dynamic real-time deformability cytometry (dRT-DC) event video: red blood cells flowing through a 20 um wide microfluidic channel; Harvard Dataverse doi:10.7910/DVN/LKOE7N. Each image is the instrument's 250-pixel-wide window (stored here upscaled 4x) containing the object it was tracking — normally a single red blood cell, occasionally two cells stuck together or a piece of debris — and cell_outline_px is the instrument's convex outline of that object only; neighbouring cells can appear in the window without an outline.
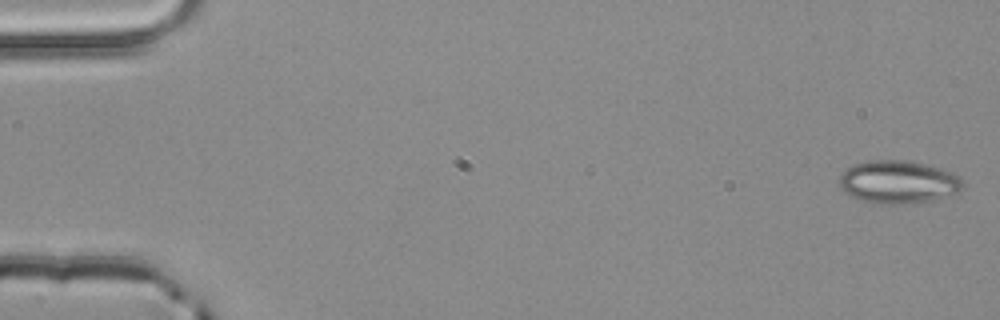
{"species": "common noctule bat (a hibernating species)", "species_latin": "Nyctalus noctula", "temperature_condition": "room temperature", "stored_images_in_passage": 3, "camera_frame_rate_fps": 3000, "um_per_image_px": 0.085, "animal": {"sex": "male", "body_mass_g": 20.4}, "frame": {"image": 1, "passage_image": 1, "time_ms": 0.0, "image_size_px": [1000, 320], "cell_outline_px": [[964, 188], [956, 192], [932, 200], [892, 204], [880, 204], [864, 200], [852, 196], [840, 188], [840, 172], [852, 164], [868, 160], [900, 160], [924, 164], [940, 168], [952, 172], [960, 176], [964, 184]], "centroid_in_image_um": [76.33, 15.45], "position_along_channel_um": 8.7, "area_um2": 30.63}}